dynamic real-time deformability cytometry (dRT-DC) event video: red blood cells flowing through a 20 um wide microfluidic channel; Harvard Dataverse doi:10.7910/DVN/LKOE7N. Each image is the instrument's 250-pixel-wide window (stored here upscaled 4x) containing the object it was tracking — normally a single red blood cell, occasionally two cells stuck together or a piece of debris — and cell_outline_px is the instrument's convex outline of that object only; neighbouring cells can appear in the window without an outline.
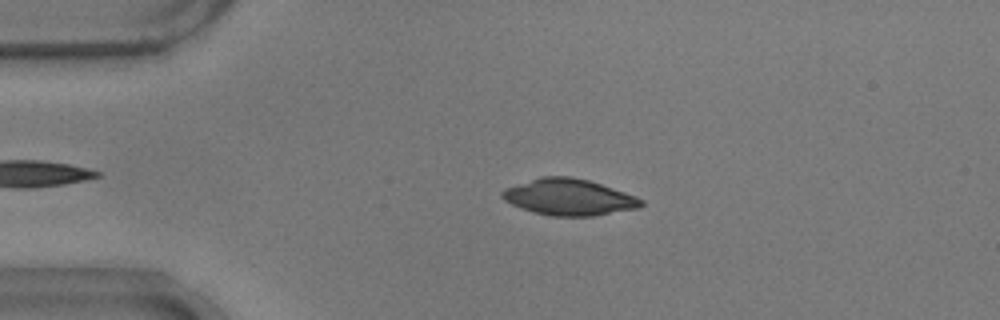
{"species": "common noctule bat (a hibernating species)", "species_latin": "Nyctalus noctula", "temperature_condition": "warm", "stored_images_in_passage": 46, "camera_frame_rate_fps": 3000, "um_per_image_px": 0.085, "animal": {"sex": "male", "body_mass_g": 17.9}, "frame": {"image": 1, "passage_image": 11, "time_ms": 3.333, "image_size_px": [1000, 320], "cell_outline_px": [[644, 204], [640, 208], [592, 216], [552, 216], [532, 212], [520, 208], [504, 200], [500, 196], [500, 192], [504, 188], [540, 176], [568, 176], [588, 180], [636, 196], [644, 200]], "centroid_in_image_um": [48.33, 16.76], "position_along_channel_um": 36.7, "area_um2": 29.54}}
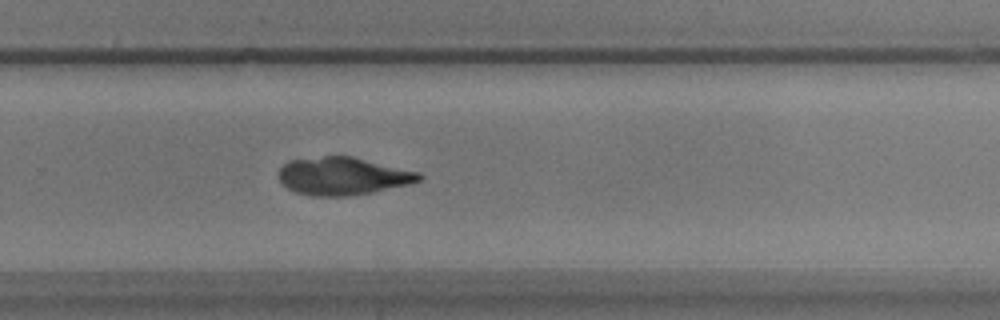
{"frame": {"image": 2, "passage_image": 35, "time_ms": 11.333, "image_size_px": [1000, 320], "cell_outline_px": [[424, 176], [420, 180], [408, 184], [372, 192], [348, 196], [312, 196], [296, 192], [288, 188], [280, 180], [280, 168], [288, 160], [324, 156], [352, 156], [420, 172]], "centroid_in_image_um": [29.15, 14.96], "position_along_channel_um": 300.6, "area_um2": 30.75}}
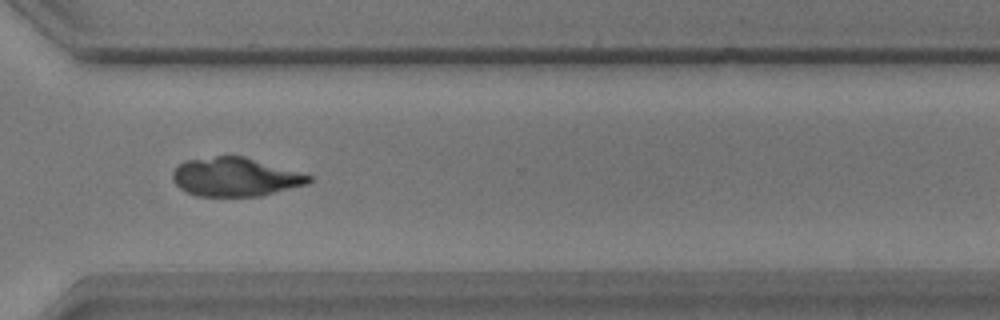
{"frame": {"image": 3, "passage_image": 39, "time_ms": 12.667, "image_size_px": [1000, 320], "cell_outline_px": [[312, 180], [308, 184], [260, 196], [196, 196], [180, 188], [176, 184], [172, 176], [172, 172], [184, 160], [216, 156], [244, 156], [312, 176]], "centroid_in_image_um": [19.99, 15.04], "position_along_channel_um": 350.6, "area_um2": 30.52}}